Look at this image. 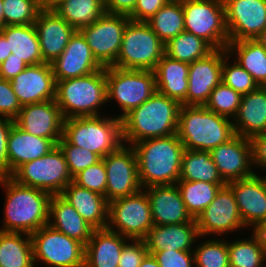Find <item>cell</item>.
<instances>
[{
  "mask_svg": "<svg viewBox=\"0 0 266 267\" xmlns=\"http://www.w3.org/2000/svg\"><path fill=\"white\" fill-rule=\"evenodd\" d=\"M180 108L176 100L155 92L122 118L123 143L132 146L144 139L177 134Z\"/></svg>",
  "mask_w": 266,
  "mask_h": 267,
  "instance_id": "cell-1",
  "label": "cell"
},
{
  "mask_svg": "<svg viewBox=\"0 0 266 267\" xmlns=\"http://www.w3.org/2000/svg\"><path fill=\"white\" fill-rule=\"evenodd\" d=\"M142 188L176 184L180 177L184 145L177 134L149 138L132 145Z\"/></svg>",
  "mask_w": 266,
  "mask_h": 267,
  "instance_id": "cell-2",
  "label": "cell"
},
{
  "mask_svg": "<svg viewBox=\"0 0 266 267\" xmlns=\"http://www.w3.org/2000/svg\"><path fill=\"white\" fill-rule=\"evenodd\" d=\"M0 184L6 189L5 219L0 231L31 235L48 224L50 193L18 184L10 176L0 177Z\"/></svg>",
  "mask_w": 266,
  "mask_h": 267,
  "instance_id": "cell-3",
  "label": "cell"
},
{
  "mask_svg": "<svg viewBox=\"0 0 266 267\" xmlns=\"http://www.w3.org/2000/svg\"><path fill=\"white\" fill-rule=\"evenodd\" d=\"M177 135L185 149L210 151L236 134L232 119L205 106L181 105Z\"/></svg>",
  "mask_w": 266,
  "mask_h": 267,
  "instance_id": "cell-4",
  "label": "cell"
},
{
  "mask_svg": "<svg viewBox=\"0 0 266 267\" xmlns=\"http://www.w3.org/2000/svg\"><path fill=\"white\" fill-rule=\"evenodd\" d=\"M55 102L63 119L100 116L107 103L106 67L89 75L56 81Z\"/></svg>",
  "mask_w": 266,
  "mask_h": 267,
  "instance_id": "cell-5",
  "label": "cell"
},
{
  "mask_svg": "<svg viewBox=\"0 0 266 267\" xmlns=\"http://www.w3.org/2000/svg\"><path fill=\"white\" fill-rule=\"evenodd\" d=\"M62 137L70 144L85 148L101 159L122 144V119L118 116H88L64 119Z\"/></svg>",
  "mask_w": 266,
  "mask_h": 267,
  "instance_id": "cell-6",
  "label": "cell"
},
{
  "mask_svg": "<svg viewBox=\"0 0 266 267\" xmlns=\"http://www.w3.org/2000/svg\"><path fill=\"white\" fill-rule=\"evenodd\" d=\"M164 54L165 44L150 25L130 20L123 33L119 55L112 66L154 71Z\"/></svg>",
  "mask_w": 266,
  "mask_h": 267,
  "instance_id": "cell-7",
  "label": "cell"
},
{
  "mask_svg": "<svg viewBox=\"0 0 266 267\" xmlns=\"http://www.w3.org/2000/svg\"><path fill=\"white\" fill-rule=\"evenodd\" d=\"M107 101L116 100L122 119L132 109L148 100L156 90L155 72L151 70L106 67Z\"/></svg>",
  "mask_w": 266,
  "mask_h": 267,
  "instance_id": "cell-8",
  "label": "cell"
},
{
  "mask_svg": "<svg viewBox=\"0 0 266 267\" xmlns=\"http://www.w3.org/2000/svg\"><path fill=\"white\" fill-rule=\"evenodd\" d=\"M185 32L206 41L213 49H226L229 36L223 0H183Z\"/></svg>",
  "mask_w": 266,
  "mask_h": 267,
  "instance_id": "cell-9",
  "label": "cell"
},
{
  "mask_svg": "<svg viewBox=\"0 0 266 267\" xmlns=\"http://www.w3.org/2000/svg\"><path fill=\"white\" fill-rule=\"evenodd\" d=\"M153 226L150 201L143 188L137 193L109 202L108 230L130 241L143 240Z\"/></svg>",
  "mask_w": 266,
  "mask_h": 267,
  "instance_id": "cell-10",
  "label": "cell"
},
{
  "mask_svg": "<svg viewBox=\"0 0 266 267\" xmlns=\"http://www.w3.org/2000/svg\"><path fill=\"white\" fill-rule=\"evenodd\" d=\"M18 184L59 195L72 182L65 156L57 145L41 158L22 164L11 176Z\"/></svg>",
  "mask_w": 266,
  "mask_h": 267,
  "instance_id": "cell-11",
  "label": "cell"
},
{
  "mask_svg": "<svg viewBox=\"0 0 266 267\" xmlns=\"http://www.w3.org/2000/svg\"><path fill=\"white\" fill-rule=\"evenodd\" d=\"M33 260L49 267H84L85 245L49 224L31 234Z\"/></svg>",
  "mask_w": 266,
  "mask_h": 267,
  "instance_id": "cell-12",
  "label": "cell"
},
{
  "mask_svg": "<svg viewBox=\"0 0 266 267\" xmlns=\"http://www.w3.org/2000/svg\"><path fill=\"white\" fill-rule=\"evenodd\" d=\"M130 20L127 15L105 12L97 21L80 30L95 59L103 67L116 62L123 33Z\"/></svg>",
  "mask_w": 266,
  "mask_h": 267,
  "instance_id": "cell-13",
  "label": "cell"
},
{
  "mask_svg": "<svg viewBox=\"0 0 266 267\" xmlns=\"http://www.w3.org/2000/svg\"><path fill=\"white\" fill-rule=\"evenodd\" d=\"M105 164L107 187L105 198L108 202L137 193L142 189L138 175L135 150L123 143L114 152L102 158Z\"/></svg>",
  "mask_w": 266,
  "mask_h": 267,
  "instance_id": "cell-14",
  "label": "cell"
},
{
  "mask_svg": "<svg viewBox=\"0 0 266 267\" xmlns=\"http://www.w3.org/2000/svg\"><path fill=\"white\" fill-rule=\"evenodd\" d=\"M229 42L256 39L266 28V0H223Z\"/></svg>",
  "mask_w": 266,
  "mask_h": 267,
  "instance_id": "cell-15",
  "label": "cell"
},
{
  "mask_svg": "<svg viewBox=\"0 0 266 267\" xmlns=\"http://www.w3.org/2000/svg\"><path fill=\"white\" fill-rule=\"evenodd\" d=\"M195 221L201 238L211 234L225 235V233L245 227L234 194L227 185L220 188L214 200L197 216Z\"/></svg>",
  "mask_w": 266,
  "mask_h": 267,
  "instance_id": "cell-16",
  "label": "cell"
},
{
  "mask_svg": "<svg viewBox=\"0 0 266 267\" xmlns=\"http://www.w3.org/2000/svg\"><path fill=\"white\" fill-rule=\"evenodd\" d=\"M227 55V49H214L189 65L187 106H205L212 90L222 82V64Z\"/></svg>",
  "mask_w": 266,
  "mask_h": 267,
  "instance_id": "cell-17",
  "label": "cell"
},
{
  "mask_svg": "<svg viewBox=\"0 0 266 267\" xmlns=\"http://www.w3.org/2000/svg\"><path fill=\"white\" fill-rule=\"evenodd\" d=\"M222 179L228 183L251 177L252 145L248 138L235 135L228 142L209 151Z\"/></svg>",
  "mask_w": 266,
  "mask_h": 267,
  "instance_id": "cell-18",
  "label": "cell"
},
{
  "mask_svg": "<svg viewBox=\"0 0 266 267\" xmlns=\"http://www.w3.org/2000/svg\"><path fill=\"white\" fill-rule=\"evenodd\" d=\"M63 117L55 99L23 105L14 123L29 134L53 140L62 138Z\"/></svg>",
  "mask_w": 266,
  "mask_h": 267,
  "instance_id": "cell-19",
  "label": "cell"
},
{
  "mask_svg": "<svg viewBox=\"0 0 266 267\" xmlns=\"http://www.w3.org/2000/svg\"><path fill=\"white\" fill-rule=\"evenodd\" d=\"M236 199L244 226L254 228L266 219V176L251 177L227 183Z\"/></svg>",
  "mask_w": 266,
  "mask_h": 267,
  "instance_id": "cell-20",
  "label": "cell"
},
{
  "mask_svg": "<svg viewBox=\"0 0 266 267\" xmlns=\"http://www.w3.org/2000/svg\"><path fill=\"white\" fill-rule=\"evenodd\" d=\"M10 82L21 106L55 99L56 81L50 63L29 65Z\"/></svg>",
  "mask_w": 266,
  "mask_h": 267,
  "instance_id": "cell-21",
  "label": "cell"
},
{
  "mask_svg": "<svg viewBox=\"0 0 266 267\" xmlns=\"http://www.w3.org/2000/svg\"><path fill=\"white\" fill-rule=\"evenodd\" d=\"M55 81L83 77L104 68L94 57L80 31L71 36L65 50L51 63Z\"/></svg>",
  "mask_w": 266,
  "mask_h": 267,
  "instance_id": "cell-22",
  "label": "cell"
},
{
  "mask_svg": "<svg viewBox=\"0 0 266 267\" xmlns=\"http://www.w3.org/2000/svg\"><path fill=\"white\" fill-rule=\"evenodd\" d=\"M45 63H52L65 50L75 29L55 10L41 8L34 22Z\"/></svg>",
  "mask_w": 266,
  "mask_h": 267,
  "instance_id": "cell-23",
  "label": "cell"
},
{
  "mask_svg": "<svg viewBox=\"0 0 266 267\" xmlns=\"http://www.w3.org/2000/svg\"><path fill=\"white\" fill-rule=\"evenodd\" d=\"M144 190L150 201L154 225L181 224L193 220L176 184L150 186Z\"/></svg>",
  "mask_w": 266,
  "mask_h": 267,
  "instance_id": "cell-24",
  "label": "cell"
},
{
  "mask_svg": "<svg viewBox=\"0 0 266 267\" xmlns=\"http://www.w3.org/2000/svg\"><path fill=\"white\" fill-rule=\"evenodd\" d=\"M198 237L201 236L193 219L188 223L154 225L143 240L147 252L153 255L163 250L192 251Z\"/></svg>",
  "mask_w": 266,
  "mask_h": 267,
  "instance_id": "cell-25",
  "label": "cell"
},
{
  "mask_svg": "<svg viewBox=\"0 0 266 267\" xmlns=\"http://www.w3.org/2000/svg\"><path fill=\"white\" fill-rule=\"evenodd\" d=\"M56 146L53 140L29 134L13 123L7 142L8 176L22 164L41 158Z\"/></svg>",
  "mask_w": 266,
  "mask_h": 267,
  "instance_id": "cell-26",
  "label": "cell"
},
{
  "mask_svg": "<svg viewBox=\"0 0 266 267\" xmlns=\"http://www.w3.org/2000/svg\"><path fill=\"white\" fill-rule=\"evenodd\" d=\"M233 121L236 135L251 139L266 133V86L242 96L238 112Z\"/></svg>",
  "mask_w": 266,
  "mask_h": 267,
  "instance_id": "cell-27",
  "label": "cell"
},
{
  "mask_svg": "<svg viewBox=\"0 0 266 267\" xmlns=\"http://www.w3.org/2000/svg\"><path fill=\"white\" fill-rule=\"evenodd\" d=\"M48 224L54 229L86 245L95 228L85 221L76 209L60 194L49 202Z\"/></svg>",
  "mask_w": 266,
  "mask_h": 267,
  "instance_id": "cell-28",
  "label": "cell"
},
{
  "mask_svg": "<svg viewBox=\"0 0 266 267\" xmlns=\"http://www.w3.org/2000/svg\"><path fill=\"white\" fill-rule=\"evenodd\" d=\"M117 232L95 229L85 245L84 267H118L121 251L130 240Z\"/></svg>",
  "mask_w": 266,
  "mask_h": 267,
  "instance_id": "cell-29",
  "label": "cell"
},
{
  "mask_svg": "<svg viewBox=\"0 0 266 267\" xmlns=\"http://www.w3.org/2000/svg\"><path fill=\"white\" fill-rule=\"evenodd\" d=\"M95 229H104L108 223V204L105 196L70 182L60 194Z\"/></svg>",
  "mask_w": 266,
  "mask_h": 267,
  "instance_id": "cell-30",
  "label": "cell"
},
{
  "mask_svg": "<svg viewBox=\"0 0 266 267\" xmlns=\"http://www.w3.org/2000/svg\"><path fill=\"white\" fill-rule=\"evenodd\" d=\"M189 65L164 54L154 70L156 90L181 105H186Z\"/></svg>",
  "mask_w": 266,
  "mask_h": 267,
  "instance_id": "cell-31",
  "label": "cell"
},
{
  "mask_svg": "<svg viewBox=\"0 0 266 267\" xmlns=\"http://www.w3.org/2000/svg\"><path fill=\"white\" fill-rule=\"evenodd\" d=\"M0 33L7 39L12 57L23 60L28 66L45 63L34 24L7 25Z\"/></svg>",
  "mask_w": 266,
  "mask_h": 267,
  "instance_id": "cell-32",
  "label": "cell"
},
{
  "mask_svg": "<svg viewBox=\"0 0 266 267\" xmlns=\"http://www.w3.org/2000/svg\"><path fill=\"white\" fill-rule=\"evenodd\" d=\"M226 49L259 86H266V49L256 39L229 42Z\"/></svg>",
  "mask_w": 266,
  "mask_h": 267,
  "instance_id": "cell-33",
  "label": "cell"
},
{
  "mask_svg": "<svg viewBox=\"0 0 266 267\" xmlns=\"http://www.w3.org/2000/svg\"><path fill=\"white\" fill-rule=\"evenodd\" d=\"M34 265L31 235L0 231V267H35Z\"/></svg>",
  "mask_w": 266,
  "mask_h": 267,
  "instance_id": "cell-34",
  "label": "cell"
},
{
  "mask_svg": "<svg viewBox=\"0 0 266 267\" xmlns=\"http://www.w3.org/2000/svg\"><path fill=\"white\" fill-rule=\"evenodd\" d=\"M53 10L76 31L90 26L106 12L103 0H62Z\"/></svg>",
  "mask_w": 266,
  "mask_h": 267,
  "instance_id": "cell-35",
  "label": "cell"
},
{
  "mask_svg": "<svg viewBox=\"0 0 266 267\" xmlns=\"http://www.w3.org/2000/svg\"><path fill=\"white\" fill-rule=\"evenodd\" d=\"M179 180L226 183L220 176L210 152L185 149Z\"/></svg>",
  "mask_w": 266,
  "mask_h": 267,
  "instance_id": "cell-36",
  "label": "cell"
},
{
  "mask_svg": "<svg viewBox=\"0 0 266 267\" xmlns=\"http://www.w3.org/2000/svg\"><path fill=\"white\" fill-rule=\"evenodd\" d=\"M187 212L196 219L214 200L216 193L227 183L178 180L176 183Z\"/></svg>",
  "mask_w": 266,
  "mask_h": 267,
  "instance_id": "cell-37",
  "label": "cell"
},
{
  "mask_svg": "<svg viewBox=\"0 0 266 267\" xmlns=\"http://www.w3.org/2000/svg\"><path fill=\"white\" fill-rule=\"evenodd\" d=\"M147 23L161 41L166 44L185 31L182 1L168 0Z\"/></svg>",
  "mask_w": 266,
  "mask_h": 267,
  "instance_id": "cell-38",
  "label": "cell"
},
{
  "mask_svg": "<svg viewBox=\"0 0 266 267\" xmlns=\"http://www.w3.org/2000/svg\"><path fill=\"white\" fill-rule=\"evenodd\" d=\"M213 50L206 41L185 31L165 44L167 56L188 64L204 58Z\"/></svg>",
  "mask_w": 266,
  "mask_h": 267,
  "instance_id": "cell-39",
  "label": "cell"
},
{
  "mask_svg": "<svg viewBox=\"0 0 266 267\" xmlns=\"http://www.w3.org/2000/svg\"><path fill=\"white\" fill-rule=\"evenodd\" d=\"M230 267H261L266 260V255L253 234L247 238L228 242Z\"/></svg>",
  "mask_w": 266,
  "mask_h": 267,
  "instance_id": "cell-40",
  "label": "cell"
},
{
  "mask_svg": "<svg viewBox=\"0 0 266 267\" xmlns=\"http://www.w3.org/2000/svg\"><path fill=\"white\" fill-rule=\"evenodd\" d=\"M211 238L196 246L194 253V267H230L228 242Z\"/></svg>",
  "mask_w": 266,
  "mask_h": 267,
  "instance_id": "cell-41",
  "label": "cell"
},
{
  "mask_svg": "<svg viewBox=\"0 0 266 267\" xmlns=\"http://www.w3.org/2000/svg\"><path fill=\"white\" fill-rule=\"evenodd\" d=\"M241 100V94L221 82L212 90L205 107L212 112L233 119L238 112Z\"/></svg>",
  "mask_w": 266,
  "mask_h": 267,
  "instance_id": "cell-42",
  "label": "cell"
},
{
  "mask_svg": "<svg viewBox=\"0 0 266 267\" xmlns=\"http://www.w3.org/2000/svg\"><path fill=\"white\" fill-rule=\"evenodd\" d=\"M40 9L38 0H3L4 26L34 24Z\"/></svg>",
  "mask_w": 266,
  "mask_h": 267,
  "instance_id": "cell-43",
  "label": "cell"
},
{
  "mask_svg": "<svg viewBox=\"0 0 266 267\" xmlns=\"http://www.w3.org/2000/svg\"><path fill=\"white\" fill-rule=\"evenodd\" d=\"M228 57L230 56L227 55L223 59L222 82L242 96L256 90L259 85L253 77L237 62L234 61L233 65L228 64Z\"/></svg>",
  "mask_w": 266,
  "mask_h": 267,
  "instance_id": "cell-44",
  "label": "cell"
},
{
  "mask_svg": "<svg viewBox=\"0 0 266 267\" xmlns=\"http://www.w3.org/2000/svg\"><path fill=\"white\" fill-rule=\"evenodd\" d=\"M65 156L72 178L89 166L95 165L101 158L85 149L68 143L63 137L57 144Z\"/></svg>",
  "mask_w": 266,
  "mask_h": 267,
  "instance_id": "cell-45",
  "label": "cell"
},
{
  "mask_svg": "<svg viewBox=\"0 0 266 267\" xmlns=\"http://www.w3.org/2000/svg\"><path fill=\"white\" fill-rule=\"evenodd\" d=\"M72 182L79 187L86 188L105 196L107 177L104 161L101 159L95 165L87 167L75 175Z\"/></svg>",
  "mask_w": 266,
  "mask_h": 267,
  "instance_id": "cell-46",
  "label": "cell"
},
{
  "mask_svg": "<svg viewBox=\"0 0 266 267\" xmlns=\"http://www.w3.org/2000/svg\"><path fill=\"white\" fill-rule=\"evenodd\" d=\"M22 106L11 87V82L0 78V117L15 119Z\"/></svg>",
  "mask_w": 266,
  "mask_h": 267,
  "instance_id": "cell-47",
  "label": "cell"
},
{
  "mask_svg": "<svg viewBox=\"0 0 266 267\" xmlns=\"http://www.w3.org/2000/svg\"><path fill=\"white\" fill-rule=\"evenodd\" d=\"M160 267H193V251L163 250L153 254Z\"/></svg>",
  "mask_w": 266,
  "mask_h": 267,
  "instance_id": "cell-48",
  "label": "cell"
},
{
  "mask_svg": "<svg viewBox=\"0 0 266 267\" xmlns=\"http://www.w3.org/2000/svg\"><path fill=\"white\" fill-rule=\"evenodd\" d=\"M126 243L121 251L118 267H139L148 253L144 240H133Z\"/></svg>",
  "mask_w": 266,
  "mask_h": 267,
  "instance_id": "cell-49",
  "label": "cell"
},
{
  "mask_svg": "<svg viewBox=\"0 0 266 267\" xmlns=\"http://www.w3.org/2000/svg\"><path fill=\"white\" fill-rule=\"evenodd\" d=\"M168 0H137L133 12L128 16L132 21L147 22Z\"/></svg>",
  "mask_w": 266,
  "mask_h": 267,
  "instance_id": "cell-50",
  "label": "cell"
},
{
  "mask_svg": "<svg viewBox=\"0 0 266 267\" xmlns=\"http://www.w3.org/2000/svg\"><path fill=\"white\" fill-rule=\"evenodd\" d=\"M13 119L0 117V177L8 176L7 142Z\"/></svg>",
  "mask_w": 266,
  "mask_h": 267,
  "instance_id": "cell-51",
  "label": "cell"
},
{
  "mask_svg": "<svg viewBox=\"0 0 266 267\" xmlns=\"http://www.w3.org/2000/svg\"><path fill=\"white\" fill-rule=\"evenodd\" d=\"M252 145V164L266 170V133L253 136Z\"/></svg>",
  "mask_w": 266,
  "mask_h": 267,
  "instance_id": "cell-52",
  "label": "cell"
},
{
  "mask_svg": "<svg viewBox=\"0 0 266 267\" xmlns=\"http://www.w3.org/2000/svg\"><path fill=\"white\" fill-rule=\"evenodd\" d=\"M28 65L12 54L0 64V78L11 81L15 76L26 69Z\"/></svg>",
  "mask_w": 266,
  "mask_h": 267,
  "instance_id": "cell-53",
  "label": "cell"
},
{
  "mask_svg": "<svg viewBox=\"0 0 266 267\" xmlns=\"http://www.w3.org/2000/svg\"><path fill=\"white\" fill-rule=\"evenodd\" d=\"M137 0H103L107 13L123 14L129 16L135 7Z\"/></svg>",
  "mask_w": 266,
  "mask_h": 267,
  "instance_id": "cell-54",
  "label": "cell"
},
{
  "mask_svg": "<svg viewBox=\"0 0 266 267\" xmlns=\"http://www.w3.org/2000/svg\"><path fill=\"white\" fill-rule=\"evenodd\" d=\"M266 255V219L253 228V232Z\"/></svg>",
  "mask_w": 266,
  "mask_h": 267,
  "instance_id": "cell-55",
  "label": "cell"
},
{
  "mask_svg": "<svg viewBox=\"0 0 266 267\" xmlns=\"http://www.w3.org/2000/svg\"><path fill=\"white\" fill-rule=\"evenodd\" d=\"M12 52H9L7 39L0 33V64L4 62Z\"/></svg>",
  "mask_w": 266,
  "mask_h": 267,
  "instance_id": "cell-56",
  "label": "cell"
},
{
  "mask_svg": "<svg viewBox=\"0 0 266 267\" xmlns=\"http://www.w3.org/2000/svg\"><path fill=\"white\" fill-rule=\"evenodd\" d=\"M139 267H160L152 254L147 253Z\"/></svg>",
  "mask_w": 266,
  "mask_h": 267,
  "instance_id": "cell-57",
  "label": "cell"
},
{
  "mask_svg": "<svg viewBox=\"0 0 266 267\" xmlns=\"http://www.w3.org/2000/svg\"><path fill=\"white\" fill-rule=\"evenodd\" d=\"M41 8L53 9L62 0H38Z\"/></svg>",
  "mask_w": 266,
  "mask_h": 267,
  "instance_id": "cell-58",
  "label": "cell"
},
{
  "mask_svg": "<svg viewBox=\"0 0 266 267\" xmlns=\"http://www.w3.org/2000/svg\"><path fill=\"white\" fill-rule=\"evenodd\" d=\"M256 40L266 49V28L263 32L256 38Z\"/></svg>",
  "mask_w": 266,
  "mask_h": 267,
  "instance_id": "cell-59",
  "label": "cell"
},
{
  "mask_svg": "<svg viewBox=\"0 0 266 267\" xmlns=\"http://www.w3.org/2000/svg\"><path fill=\"white\" fill-rule=\"evenodd\" d=\"M4 27L3 0H0V30Z\"/></svg>",
  "mask_w": 266,
  "mask_h": 267,
  "instance_id": "cell-60",
  "label": "cell"
}]
</instances>
